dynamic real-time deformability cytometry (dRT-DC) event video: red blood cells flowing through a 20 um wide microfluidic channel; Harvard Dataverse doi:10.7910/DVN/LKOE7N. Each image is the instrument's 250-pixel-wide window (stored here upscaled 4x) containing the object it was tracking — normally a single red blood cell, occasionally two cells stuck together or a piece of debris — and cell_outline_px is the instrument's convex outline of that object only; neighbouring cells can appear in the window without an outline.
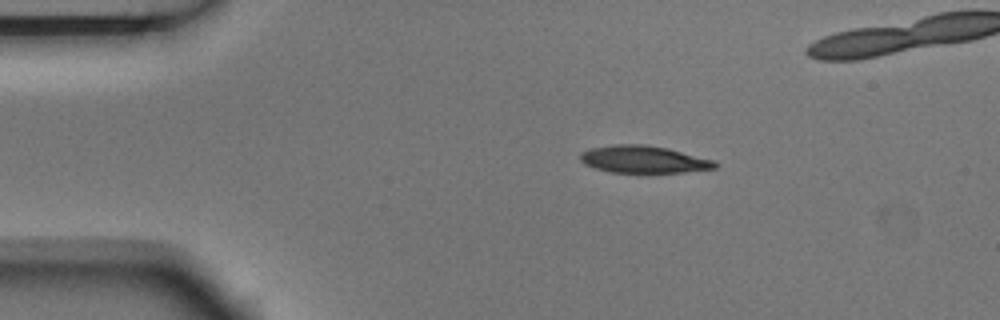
{"species": "Egyptian fruit bat (a non-hibernating species)", "species_latin": "Rousettus aegyptiacus", "temperature_condition": "room temperature", "stored_images_in_passage": 5, "camera_frame_rate_fps": 3000, "um_per_image_px": 0.085, "animal": {"sex": "male"}, "frame": {"image": 1, "passage_image": 1, "time_ms": 0.0, "image_size_px": [1000, 320], "cell_outline_px": [[720, 164], [716, 168], [680, 172], [612, 172], [596, 168], [584, 164], [580, 160], [580, 152], [592, 148], [612, 144], [644, 144], [668, 148], [716, 160]], "centroid_in_image_um": [54.73, 13.53], "position_along_channel_um": 30.3, "area_um2": 21.44}}